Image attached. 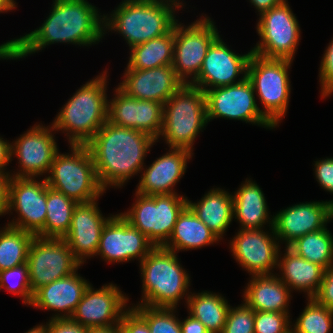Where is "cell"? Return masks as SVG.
Here are the masks:
<instances>
[{"mask_svg": "<svg viewBox=\"0 0 333 333\" xmlns=\"http://www.w3.org/2000/svg\"><path fill=\"white\" fill-rule=\"evenodd\" d=\"M221 36L211 44L198 77L191 83L204 92L239 83L247 77L252 49L245 54L235 53Z\"/></svg>", "mask_w": 333, "mask_h": 333, "instance_id": "d6986e66", "label": "cell"}, {"mask_svg": "<svg viewBox=\"0 0 333 333\" xmlns=\"http://www.w3.org/2000/svg\"><path fill=\"white\" fill-rule=\"evenodd\" d=\"M96 199L88 203H79L74 209L71 226L63 238L69 245L74 257L84 265L86 259L96 256L101 232L112 214L105 217Z\"/></svg>", "mask_w": 333, "mask_h": 333, "instance_id": "603a6c76", "label": "cell"}, {"mask_svg": "<svg viewBox=\"0 0 333 333\" xmlns=\"http://www.w3.org/2000/svg\"><path fill=\"white\" fill-rule=\"evenodd\" d=\"M208 124L206 96L202 89L183 84L163 105V126L156 142L194 151V142Z\"/></svg>", "mask_w": 333, "mask_h": 333, "instance_id": "8992f818", "label": "cell"}, {"mask_svg": "<svg viewBox=\"0 0 333 333\" xmlns=\"http://www.w3.org/2000/svg\"><path fill=\"white\" fill-rule=\"evenodd\" d=\"M285 0H249L251 6L255 8L257 16H260L263 12L271 9L272 7L278 6Z\"/></svg>", "mask_w": 333, "mask_h": 333, "instance_id": "681fc988", "label": "cell"}, {"mask_svg": "<svg viewBox=\"0 0 333 333\" xmlns=\"http://www.w3.org/2000/svg\"><path fill=\"white\" fill-rule=\"evenodd\" d=\"M32 293L42 286L72 275L83 266L64 239L35 236L27 256Z\"/></svg>", "mask_w": 333, "mask_h": 333, "instance_id": "9a60e30c", "label": "cell"}, {"mask_svg": "<svg viewBox=\"0 0 333 333\" xmlns=\"http://www.w3.org/2000/svg\"><path fill=\"white\" fill-rule=\"evenodd\" d=\"M48 333H88L89 329L70 318L49 319L47 322Z\"/></svg>", "mask_w": 333, "mask_h": 333, "instance_id": "f6af8a7d", "label": "cell"}, {"mask_svg": "<svg viewBox=\"0 0 333 333\" xmlns=\"http://www.w3.org/2000/svg\"><path fill=\"white\" fill-rule=\"evenodd\" d=\"M47 185L46 178L11 176L7 214L17 216L6 225L45 238Z\"/></svg>", "mask_w": 333, "mask_h": 333, "instance_id": "4fadbf2b", "label": "cell"}, {"mask_svg": "<svg viewBox=\"0 0 333 333\" xmlns=\"http://www.w3.org/2000/svg\"><path fill=\"white\" fill-rule=\"evenodd\" d=\"M25 333H48L47 322L46 324L45 323L37 324L34 327L30 328Z\"/></svg>", "mask_w": 333, "mask_h": 333, "instance_id": "f5cc1de1", "label": "cell"}, {"mask_svg": "<svg viewBox=\"0 0 333 333\" xmlns=\"http://www.w3.org/2000/svg\"><path fill=\"white\" fill-rule=\"evenodd\" d=\"M208 123L214 119L237 120L272 130L276 127L263 115L251 81L205 91Z\"/></svg>", "mask_w": 333, "mask_h": 333, "instance_id": "7c38bea8", "label": "cell"}, {"mask_svg": "<svg viewBox=\"0 0 333 333\" xmlns=\"http://www.w3.org/2000/svg\"><path fill=\"white\" fill-rule=\"evenodd\" d=\"M279 251L278 270L280 280L294 292H303L306 299L313 298L323 280L325 269L295 254L288 247ZM284 252V253H283Z\"/></svg>", "mask_w": 333, "mask_h": 333, "instance_id": "83f0119b", "label": "cell"}, {"mask_svg": "<svg viewBox=\"0 0 333 333\" xmlns=\"http://www.w3.org/2000/svg\"><path fill=\"white\" fill-rule=\"evenodd\" d=\"M292 60L265 58L252 53L247 67V78L251 81L256 99L261 102V112L279 127L287 114L291 94L289 73Z\"/></svg>", "mask_w": 333, "mask_h": 333, "instance_id": "ba28073f", "label": "cell"}, {"mask_svg": "<svg viewBox=\"0 0 333 333\" xmlns=\"http://www.w3.org/2000/svg\"><path fill=\"white\" fill-rule=\"evenodd\" d=\"M177 255L158 246L139 263L142 296L134 305L178 308L183 299L186 305L191 277Z\"/></svg>", "mask_w": 333, "mask_h": 333, "instance_id": "5b68a950", "label": "cell"}, {"mask_svg": "<svg viewBox=\"0 0 333 333\" xmlns=\"http://www.w3.org/2000/svg\"><path fill=\"white\" fill-rule=\"evenodd\" d=\"M55 133L57 132L52 124L45 126V124L36 123L13 140L11 160L17 158L18 169L10 170V175L12 177L46 178L54 157L59 151Z\"/></svg>", "mask_w": 333, "mask_h": 333, "instance_id": "5bb4252c", "label": "cell"}, {"mask_svg": "<svg viewBox=\"0 0 333 333\" xmlns=\"http://www.w3.org/2000/svg\"><path fill=\"white\" fill-rule=\"evenodd\" d=\"M258 19L255 28L259 40L252 52L265 58L293 61L301 42V29L288 0L263 12Z\"/></svg>", "mask_w": 333, "mask_h": 333, "instance_id": "30bf717a", "label": "cell"}, {"mask_svg": "<svg viewBox=\"0 0 333 333\" xmlns=\"http://www.w3.org/2000/svg\"><path fill=\"white\" fill-rule=\"evenodd\" d=\"M108 74L105 68L89 79L57 112L51 124L66 136L68 145H86L108 121Z\"/></svg>", "mask_w": 333, "mask_h": 333, "instance_id": "3957f363", "label": "cell"}, {"mask_svg": "<svg viewBox=\"0 0 333 333\" xmlns=\"http://www.w3.org/2000/svg\"><path fill=\"white\" fill-rule=\"evenodd\" d=\"M135 202L120 214L154 244L163 246L170 238L174 225L187 206L185 195H142L135 192Z\"/></svg>", "mask_w": 333, "mask_h": 333, "instance_id": "9c48e42d", "label": "cell"}, {"mask_svg": "<svg viewBox=\"0 0 333 333\" xmlns=\"http://www.w3.org/2000/svg\"><path fill=\"white\" fill-rule=\"evenodd\" d=\"M215 24L203 13L187 26L179 20L175 24L172 66L184 84H191L198 77L208 49L220 36Z\"/></svg>", "mask_w": 333, "mask_h": 333, "instance_id": "8fae6325", "label": "cell"}, {"mask_svg": "<svg viewBox=\"0 0 333 333\" xmlns=\"http://www.w3.org/2000/svg\"><path fill=\"white\" fill-rule=\"evenodd\" d=\"M90 284L77 270L72 275L37 289L29 306L54 311L50 319L70 318Z\"/></svg>", "mask_w": 333, "mask_h": 333, "instance_id": "d4e9b609", "label": "cell"}, {"mask_svg": "<svg viewBox=\"0 0 333 333\" xmlns=\"http://www.w3.org/2000/svg\"><path fill=\"white\" fill-rule=\"evenodd\" d=\"M313 299L320 305L333 310V263L325 269L323 280Z\"/></svg>", "mask_w": 333, "mask_h": 333, "instance_id": "ee69618b", "label": "cell"}, {"mask_svg": "<svg viewBox=\"0 0 333 333\" xmlns=\"http://www.w3.org/2000/svg\"><path fill=\"white\" fill-rule=\"evenodd\" d=\"M265 229H238L229 242L236 263L250 276L275 274L281 249L273 227Z\"/></svg>", "mask_w": 333, "mask_h": 333, "instance_id": "2e32d148", "label": "cell"}, {"mask_svg": "<svg viewBox=\"0 0 333 333\" xmlns=\"http://www.w3.org/2000/svg\"><path fill=\"white\" fill-rule=\"evenodd\" d=\"M11 161V141L9 142L0 136V173L10 174L7 166L10 165Z\"/></svg>", "mask_w": 333, "mask_h": 333, "instance_id": "7dc6e473", "label": "cell"}, {"mask_svg": "<svg viewBox=\"0 0 333 333\" xmlns=\"http://www.w3.org/2000/svg\"><path fill=\"white\" fill-rule=\"evenodd\" d=\"M314 175L319 186L333 194V157L314 161Z\"/></svg>", "mask_w": 333, "mask_h": 333, "instance_id": "b9f144b4", "label": "cell"}, {"mask_svg": "<svg viewBox=\"0 0 333 333\" xmlns=\"http://www.w3.org/2000/svg\"><path fill=\"white\" fill-rule=\"evenodd\" d=\"M35 235L8 225L0 227V271L27 263Z\"/></svg>", "mask_w": 333, "mask_h": 333, "instance_id": "e575fe53", "label": "cell"}, {"mask_svg": "<svg viewBox=\"0 0 333 333\" xmlns=\"http://www.w3.org/2000/svg\"><path fill=\"white\" fill-rule=\"evenodd\" d=\"M180 326L182 333H209L203 323L189 314L183 320L180 318Z\"/></svg>", "mask_w": 333, "mask_h": 333, "instance_id": "c3c4849f", "label": "cell"}, {"mask_svg": "<svg viewBox=\"0 0 333 333\" xmlns=\"http://www.w3.org/2000/svg\"><path fill=\"white\" fill-rule=\"evenodd\" d=\"M92 285L85 290L70 319L88 329L119 325L122 314L130 307L129 296L112 282L99 289Z\"/></svg>", "mask_w": 333, "mask_h": 333, "instance_id": "ac0fdd59", "label": "cell"}, {"mask_svg": "<svg viewBox=\"0 0 333 333\" xmlns=\"http://www.w3.org/2000/svg\"><path fill=\"white\" fill-rule=\"evenodd\" d=\"M193 155L194 152L188 149L169 147L166 153L150 165L143 166L135 192L142 195L177 193L175 187L185 175Z\"/></svg>", "mask_w": 333, "mask_h": 333, "instance_id": "7402d4cb", "label": "cell"}, {"mask_svg": "<svg viewBox=\"0 0 333 333\" xmlns=\"http://www.w3.org/2000/svg\"><path fill=\"white\" fill-rule=\"evenodd\" d=\"M52 2L41 26L0 44V60L23 59L59 43L89 48L104 38V15L93 3L88 0Z\"/></svg>", "mask_w": 333, "mask_h": 333, "instance_id": "6da1fadb", "label": "cell"}, {"mask_svg": "<svg viewBox=\"0 0 333 333\" xmlns=\"http://www.w3.org/2000/svg\"><path fill=\"white\" fill-rule=\"evenodd\" d=\"M165 1L167 4L172 5L173 7H175L178 11L179 9H183L186 7V3L183 2V0H163Z\"/></svg>", "mask_w": 333, "mask_h": 333, "instance_id": "db71d44e", "label": "cell"}, {"mask_svg": "<svg viewBox=\"0 0 333 333\" xmlns=\"http://www.w3.org/2000/svg\"><path fill=\"white\" fill-rule=\"evenodd\" d=\"M230 306L222 333H254L255 311L244 301Z\"/></svg>", "mask_w": 333, "mask_h": 333, "instance_id": "f35d334b", "label": "cell"}, {"mask_svg": "<svg viewBox=\"0 0 333 333\" xmlns=\"http://www.w3.org/2000/svg\"><path fill=\"white\" fill-rule=\"evenodd\" d=\"M287 247L298 256L324 269L333 263V235L327 226L295 239Z\"/></svg>", "mask_w": 333, "mask_h": 333, "instance_id": "836d02e7", "label": "cell"}, {"mask_svg": "<svg viewBox=\"0 0 333 333\" xmlns=\"http://www.w3.org/2000/svg\"><path fill=\"white\" fill-rule=\"evenodd\" d=\"M178 12L163 0H122L111 13L103 14L104 36L119 33L131 49L170 33L179 20Z\"/></svg>", "mask_w": 333, "mask_h": 333, "instance_id": "277c9868", "label": "cell"}, {"mask_svg": "<svg viewBox=\"0 0 333 333\" xmlns=\"http://www.w3.org/2000/svg\"><path fill=\"white\" fill-rule=\"evenodd\" d=\"M130 306L147 322L151 333H182L178 308ZM177 316V317H176Z\"/></svg>", "mask_w": 333, "mask_h": 333, "instance_id": "8d00e7d4", "label": "cell"}, {"mask_svg": "<svg viewBox=\"0 0 333 333\" xmlns=\"http://www.w3.org/2000/svg\"><path fill=\"white\" fill-rule=\"evenodd\" d=\"M15 280V281H14ZM5 289L10 294L22 298L26 306L31 304L33 293L29 282L27 263L18 267L0 271V290Z\"/></svg>", "mask_w": 333, "mask_h": 333, "instance_id": "74e56055", "label": "cell"}, {"mask_svg": "<svg viewBox=\"0 0 333 333\" xmlns=\"http://www.w3.org/2000/svg\"><path fill=\"white\" fill-rule=\"evenodd\" d=\"M248 281L242 297L254 311L290 313L292 291L276 273L251 276Z\"/></svg>", "mask_w": 333, "mask_h": 333, "instance_id": "4316f807", "label": "cell"}, {"mask_svg": "<svg viewBox=\"0 0 333 333\" xmlns=\"http://www.w3.org/2000/svg\"><path fill=\"white\" fill-rule=\"evenodd\" d=\"M291 313L255 311L254 333H288Z\"/></svg>", "mask_w": 333, "mask_h": 333, "instance_id": "ab89813d", "label": "cell"}, {"mask_svg": "<svg viewBox=\"0 0 333 333\" xmlns=\"http://www.w3.org/2000/svg\"><path fill=\"white\" fill-rule=\"evenodd\" d=\"M333 220V199L300 202L273 214L274 233L285 247L295 239L324 229Z\"/></svg>", "mask_w": 333, "mask_h": 333, "instance_id": "ffe728a7", "label": "cell"}, {"mask_svg": "<svg viewBox=\"0 0 333 333\" xmlns=\"http://www.w3.org/2000/svg\"><path fill=\"white\" fill-rule=\"evenodd\" d=\"M121 333H151L147 322L130 306L119 323Z\"/></svg>", "mask_w": 333, "mask_h": 333, "instance_id": "7bdbcfd3", "label": "cell"}, {"mask_svg": "<svg viewBox=\"0 0 333 333\" xmlns=\"http://www.w3.org/2000/svg\"><path fill=\"white\" fill-rule=\"evenodd\" d=\"M221 241L187 205L177 218L173 232L163 248L178 253L201 249Z\"/></svg>", "mask_w": 333, "mask_h": 333, "instance_id": "f546056e", "label": "cell"}, {"mask_svg": "<svg viewBox=\"0 0 333 333\" xmlns=\"http://www.w3.org/2000/svg\"><path fill=\"white\" fill-rule=\"evenodd\" d=\"M125 69H152L172 65L174 58V28L170 33L129 49Z\"/></svg>", "mask_w": 333, "mask_h": 333, "instance_id": "1f68e13d", "label": "cell"}, {"mask_svg": "<svg viewBox=\"0 0 333 333\" xmlns=\"http://www.w3.org/2000/svg\"><path fill=\"white\" fill-rule=\"evenodd\" d=\"M230 304L219 292H191L185 308L189 315L203 323L209 333H222Z\"/></svg>", "mask_w": 333, "mask_h": 333, "instance_id": "4dcf8cb0", "label": "cell"}, {"mask_svg": "<svg viewBox=\"0 0 333 333\" xmlns=\"http://www.w3.org/2000/svg\"><path fill=\"white\" fill-rule=\"evenodd\" d=\"M113 92V98L108 99V122L145 132L157 140L163 126V104L131 97L117 85Z\"/></svg>", "mask_w": 333, "mask_h": 333, "instance_id": "44dd1931", "label": "cell"}, {"mask_svg": "<svg viewBox=\"0 0 333 333\" xmlns=\"http://www.w3.org/2000/svg\"><path fill=\"white\" fill-rule=\"evenodd\" d=\"M195 215L222 241L233 221V196L224 188L213 187L196 202L187 200Z\"/></svg>", "mask_w": 333, "mask_h": 333, "instance_id": "f1b7e54d", "label": "cell"}, {"mask_svg": "<svg viewBox=\"0 0 333 333\" xmlns=\"http://www.w3.org/2000/svg\"><path fill=\"white\" fill-rule=\"evenodd\" d=\"M118 87L127 95L163 105L184 84L172 65L152 69H124Z\"/></svg>", "mask_w": 333, "mask_h": 333, "instance_id": "cb8c5ba5", "label": "cell"}, {"mask_svg": "<svg viewBox=\"0 0 333 333\" xmlns=\"http://www.w3.org/2000/svg\"><path fill=\"white\" fill-rule=\"evenodd\" d=\"M264 195L262 188L250 177L234 191L233 219L239 223V229H265V225L273 227V216Z\"/></svg>", "mask_w": 333, "mask_h": 333, "instance_id": "484cf974", "label": "cell"}, {"mask_svg": "<svg viewBox=\"0 0 333 333\" xmlns=\"http://www.w3.org/2000/svg\"><path fill=\"white\" fill-rule=\"evenodd\" d=\"M154 248L145 234L118 213L103 227L96 256L112 265L134 259L140 263Z\"/></svg>", "mask_w": 333, "mask_h": 333, "instance_id": "e0dca14e", "label": "cell"}, {"mask_svg": "<svg viewBox=\"0 0 333 333\" xmlns=\"http://www.w3.org/2000/svg\"><path fill=\"white\" fill-rule=\"evenodd\" d=\"M88 333H121L118 325L104 328H91Z\"/></svg>", "mask_w": 333, "mask_h": 333, "instance_id": "816d5d0a", "label": "cell"}, {"mask_svg": "<svg viewBox=\"0 0 333 333\" xmlns=\"http://www.w3.org/2000/svg\"><path fill=\"white\" fill-rule=\"evenodd\" d=\"M10 174L0 173V217L8 213Z\"/></svg>", "mask_w": 333, "mask_h": 333, "instance_id": "bcb514c9", "label": "cell"}, {"mask_svg": "<svg viewBox=\"0 0 333 333\" xmlns=\"http://www.w3.org/2000/svg\"><path fill=\"white\" fill-rule=\"evenodd\" d=\"M77 202L47 185L45 238L63 239L71 226Z\"/></svg>", "mask_w": 333, "mask_h": 333, "instance_id": "d6a6232c", "label": "cell"}, {"mask_svg": "<svg viewBox=\"0 0 333 333\" xmlns=\"http://www.w3.org/2000/svg\"><path fill=\"white\" fill-rule=\"evenodd\" d=\"M69 153L60 150L54 157L46 181L49 187L79 203L99 199L106 193L101 187L87 145H69Z\"/></svg>", "mask_w": 333, "mask_h": 333, "instance_id": "52a82bcc", "label": "cell"}, {"mask_svg": "<svg viewBox=\"0 0 333 333\" xmlns=\"http://www.w3.org/2000/svg\"><path fill=\"white\" fill-rule=\"evenodd\" d=\"M17 8V2L15 0H0V14L10 12Z\"/></svg>", "mask_w": 333, "mask_h": 333, "instance_id": "f907efd6", "label": "cell"}, {"mask_svg": "<svg viewBox=\"0 0 333 333\" xmlns=\"http://www.w3.org/2000/svg\"><path fill=\"white\" fill-rule=\"evenodd\" d=\"M324 50L319 67L320 99H327L333 94V38Z\"/></svg>", "mask_w": 333, "mask_h": 333, "instance_id": "60d3db41", "label": "cell"}, {"mask_svg": "<svg viewBox=\"0 0 333 333\" xmlns=\"http://www.w3.org/2000/svg\"><path fill=\"white\" fill-rule=\"evenodd\" d=\"M156 143L145 132L107 121L86 144L101 187L105 191L110 187H125L130 178L140 174L147 154Z\"/></svg>", "mask_w": 333, "mask_h": 333, "instance_id": "7a4b0ae2", "label": "cell"}, {"mask_svg": "<svg viewBox=\"0 0 333 333\" xmlns=\"http://www.w3.org/2000/svg\"><path fill=\"white\" fill-rule=\"evenodd\" d=\"M306 300L303 311L291 322V330L294 333H331L333 310L320 305L313 298Z\"/></svg>", "mask_w": 333, "mask_h": 333, "instance_id": "d590c367", "label": "cell"}]
</instances>
